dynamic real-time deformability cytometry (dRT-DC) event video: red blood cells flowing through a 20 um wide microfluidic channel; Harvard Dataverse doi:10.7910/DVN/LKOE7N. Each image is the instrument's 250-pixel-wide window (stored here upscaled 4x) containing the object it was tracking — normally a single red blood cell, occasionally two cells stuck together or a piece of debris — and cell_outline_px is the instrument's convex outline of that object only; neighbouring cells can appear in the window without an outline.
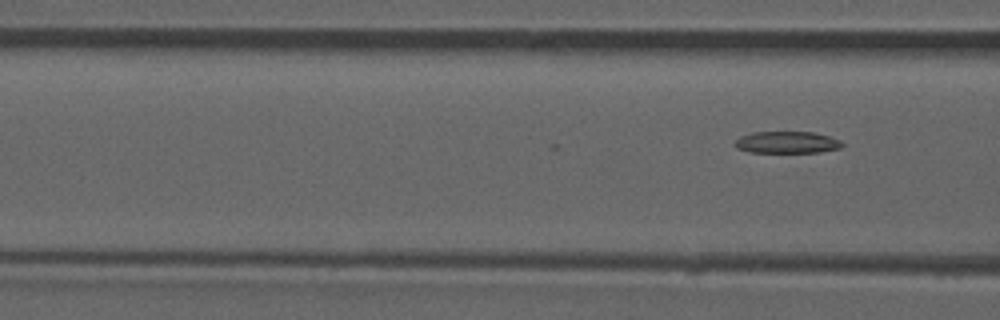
{"species": "common noctule bat (a hibernating species)", "species_latin": "Nyctalus noctula", "temperature_condition": "room temperature", "stored_images_in_passage": 5, "camera_frame_rate_fps": 3000, "um_per_image_px": 0.085, "animal": {"sex": "male", "forearm_length_mm": 52.5}, "frame": {"image": 1, "passage_image": 5, "time_ms": 1.333, "image_size_px": [1000, 320], "cell_outline_px": [[844, 144], [840, 148], [820, 152], [748, 152], [736, 148], [732, 144], [740, 136], [752, 132], [812, 132], [828, 136], [840, 140]], "centroid_in_image_um": [66.85, 12.1], "position_along_channel_um": 99.7, "area_um2": 13.7}}